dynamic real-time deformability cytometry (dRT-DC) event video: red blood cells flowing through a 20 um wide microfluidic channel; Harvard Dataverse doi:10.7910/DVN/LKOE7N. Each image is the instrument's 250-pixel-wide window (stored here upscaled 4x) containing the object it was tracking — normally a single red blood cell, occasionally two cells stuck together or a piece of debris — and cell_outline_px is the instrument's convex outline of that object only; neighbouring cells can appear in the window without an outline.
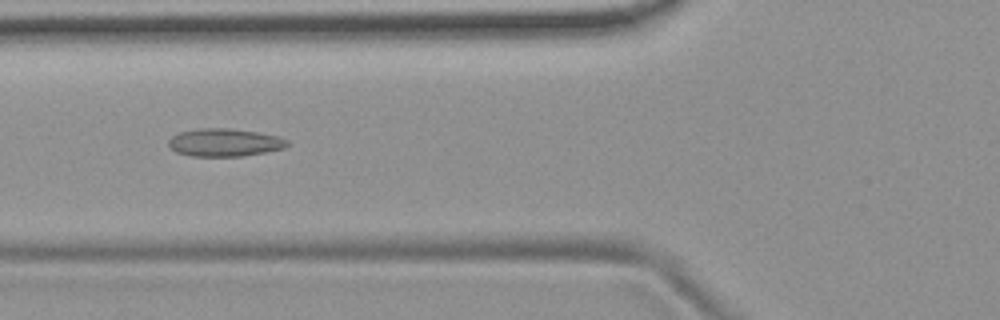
{"species": "common noctule bat (a hibernating species)", "species_latin": "Nyctalus noctula", "temperature_condition": "room temperature", "stored_images_in_passage": 55, "camera_frame_rate_fps": 3000, "um_per_image_px": 0.085, "animal": {"sex": "female", "body_mass_g": 19.9}, "frame": {"image": 1, "passage_image": 21, "time_ms": 6.667, "image_size_px": [1000, 320], "cell_outline_px": [[292, 144], [284, 148], [264, 152], [240, 156], [192, 156], [176, 152], [168, 144], [168, 140], [172, 136], [180, 132], [204, 128], [228, 128], [256, 132], [280, 136], [288, 140]], "centroid_in_image_um": [19.12, 12.11], "position_along_channel_um": 106.7, "area_um2": 19.19}}
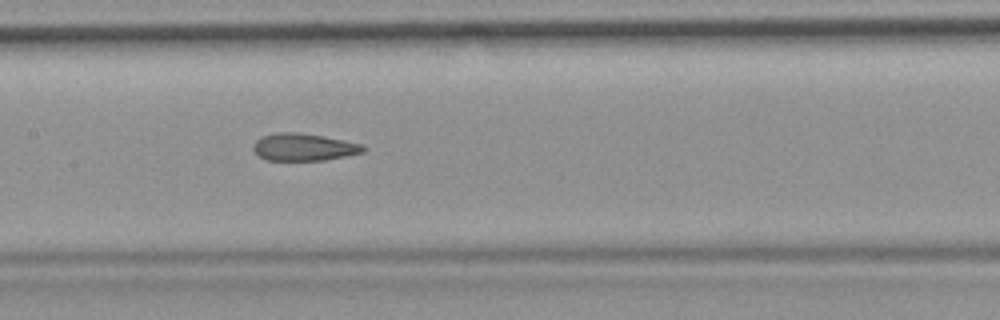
{"frame": {"image": 2, "passage_image": 27, "time_ms": 8.667, "image_size_px": [1000, 320], "cell_outline_px": [[368, 148], [364, 152], [324, 160], [264, 160], [252, 148], [252, 144], [256, 140], [264, 136], [280, 132], [296, 132], [320, 136], [364, 144]], "centroid_in_image_um": [25.83, 12.51], "position_along_channel_um": 181.6, "area_um2": 17.34}}
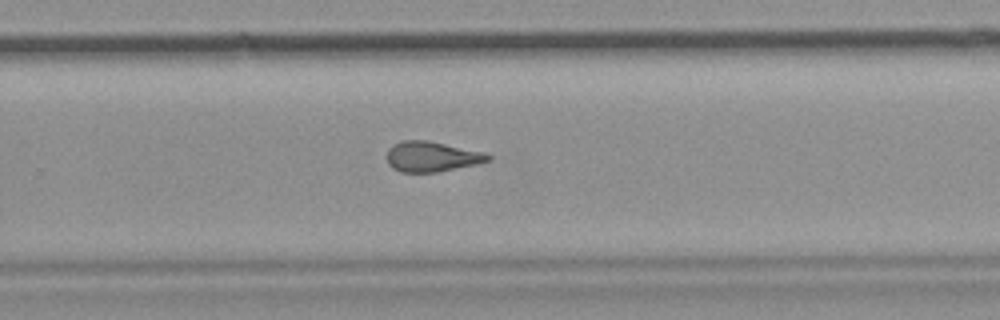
{"frame": {"image": 3, "passage_image": 36, "time_ms": 11.667, "image_size_px": [1000, 320], "cell_outline_px": [[492, 160], [476, 164], [436, 172], [400, 172], [392, 168], [388, 164], [388, 148], [392, 144], [400, 140], [428, 140], [480, 152], [492, 156]], "centroid_in_image_um": [36.65, 13.31], "position_along_channel_um": 293.2, "area_um2": 17.69}, "authors_computed_cell_mechanics": {"area_um2": 18.1492, "velocity_mm_per_s": 3.7392, "shape_relaxation_time_tau1_ms": null, "shape_relaxation_time_tau2_ms": 2.7978, "deformation_change_tau1": null, "deformation_change_tau2": 0.1053}}